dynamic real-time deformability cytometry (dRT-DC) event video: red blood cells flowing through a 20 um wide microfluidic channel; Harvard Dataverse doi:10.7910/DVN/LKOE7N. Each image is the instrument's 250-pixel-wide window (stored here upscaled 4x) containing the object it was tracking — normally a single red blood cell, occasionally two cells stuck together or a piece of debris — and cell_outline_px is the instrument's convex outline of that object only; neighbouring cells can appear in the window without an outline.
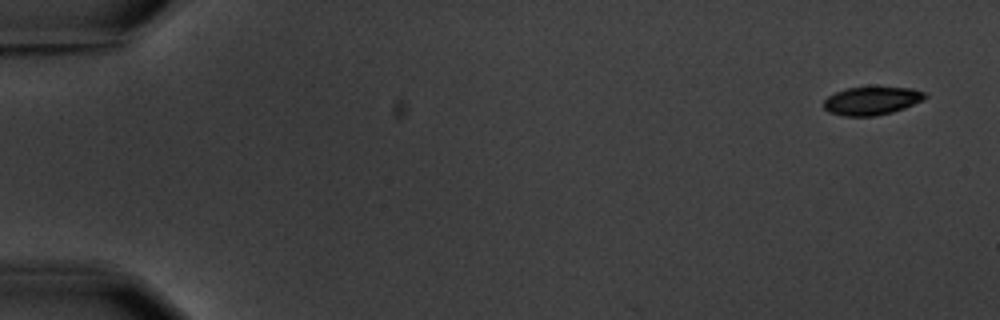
{"species": "common noctule bat (a hibernating species)", "species_latin": "Nyctalus noctula", "temperature_condition": "warm", "stored_images_in_passage": 4, "camera_frame_rate_fps": 3000, "um_per_image_px": 0.085, "animal": {"sex": "male", "body_mass_g": 20.1, "forearm_length_mm": 53.5}, "frame": {"image": 1, "passage_image": 1, "time_ms": 0.0, "image_size_px": [1000, 320], "cell_outline_px": [[928, 96], [904, 108], [892, 112], [872, 116], [844, 116], [828, 112], [824, 108], [824, 100], [828, 96], [836, 92], [848, 88], [912, 88], [924, 92]], "centroid_in_image_um": [74.06, 8.58], "position_along_channel_um": 10.9, "area_um2": 16.24}}